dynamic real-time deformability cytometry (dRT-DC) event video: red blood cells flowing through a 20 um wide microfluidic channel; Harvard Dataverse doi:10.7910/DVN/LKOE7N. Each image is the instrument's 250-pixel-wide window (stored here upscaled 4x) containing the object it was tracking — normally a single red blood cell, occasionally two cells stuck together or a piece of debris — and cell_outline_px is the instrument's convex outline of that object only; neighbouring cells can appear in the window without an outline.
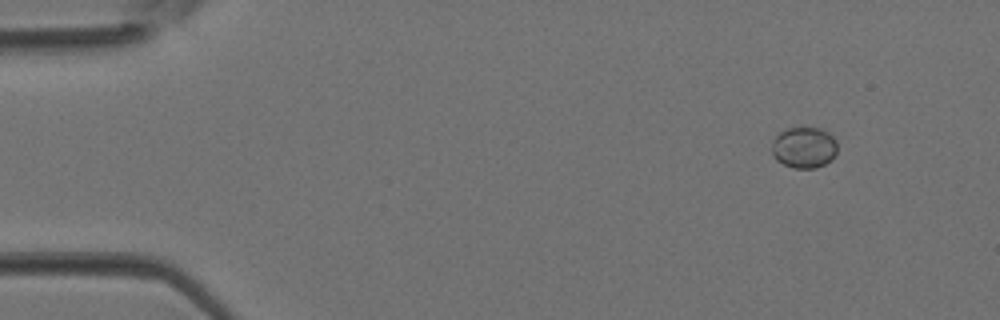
{"species": "Egyptian fruit bat (a non-hibernating species)", "species_latin": "Rousettus aegyptiacus", "temperature_condition": "room temperature", "stored_images_in_passage": 3, "camera_frame_rate_fps": 3000, "um_per_image_px": 0.085, "animal": {"sex": "female"}, "frame": {"image": 1, "passage_image": 1, "time_ms": 0.0, "image_size_px": [1000, 320], "cell_outline_px": [[836, 156], [832, 160], [816, 168], [792, 168], [776, 160], [772, 156], [772, 140], [780, 132], [788, 128], [804, 124], [820, 128], [828, 132], [836, 140]], "centroid_in_image_um": [68.34, 12.5], "position_along_channel_um": 16.7, "area_um2": 16.3}}
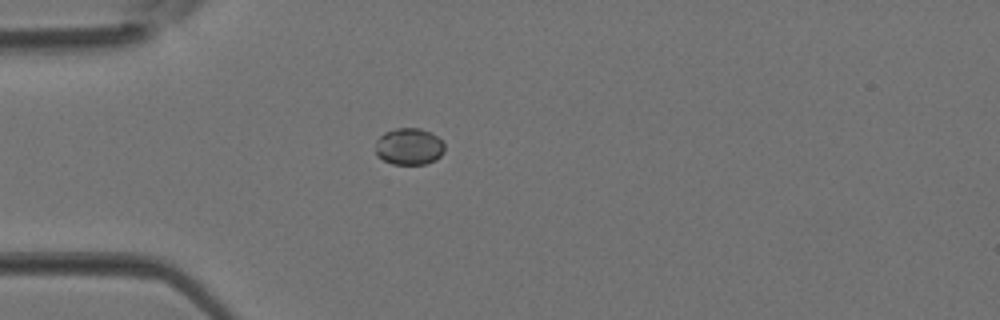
{"frame": {"image": 2, "passage_image": 3, "time_ms": 0.667, "image_size_px": [1000, 320], "cell_outline_px": [[444, 152], [436, 160], [424, 164], [392, 164], [376, 156], [376, 140], [384, 132], [396, 128], [420, 128], [436, 136], [444, 144]], "centroid_in_image_um": [34.75, 12.46], "position_along_channel_um": 50.3, "area_um2": 14.8}}